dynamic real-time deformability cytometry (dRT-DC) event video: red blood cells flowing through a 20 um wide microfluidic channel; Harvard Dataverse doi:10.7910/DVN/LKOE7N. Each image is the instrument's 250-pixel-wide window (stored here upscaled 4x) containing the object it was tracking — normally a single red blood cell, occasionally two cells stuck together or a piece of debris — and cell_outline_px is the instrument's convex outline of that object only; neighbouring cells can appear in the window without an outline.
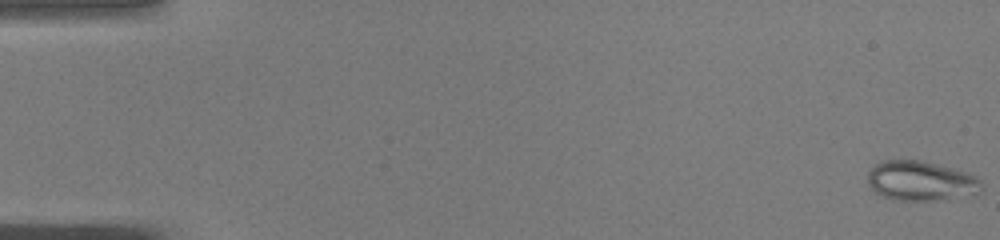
{"species": "common noctule bat (a hibernating species)", "species_latin": "Nyctalus noctula", "temperature_condition": "warm", "stored_images_in_passage": 50, "camera_frame_rate_fps": 3000, "um_per_image_px": 0.085, "animal": {"sex": "male", "body_mass_g": 19.0, "forearm_length_mm": 50.8}, "frame": {"image": 1, "passage_image": 1, "time_ms": 0.0, "image_size_px": [1000, 240], "cell_outline_px": [[984, 188], [976, 196], [944, 200], [896, 200], [884, 196], [876, 192], [868, 184], [868, 172], [880, 160], [920, 160], [936, 164], [964, 172], [976, 176], [984, 184]], "centroid_in_image_um": [78.34, 15.4], "position_along_channel_um": 6.7, "area_um2": 26.65}}
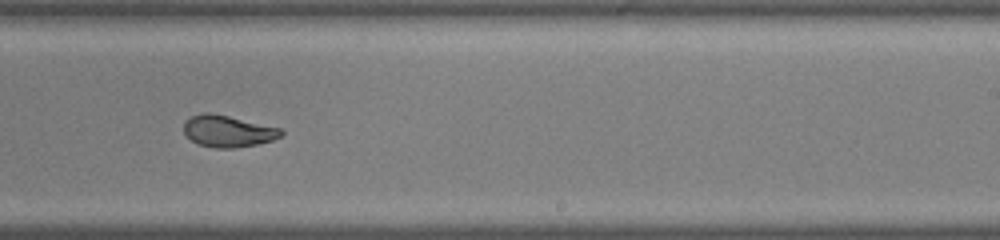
{"frame": {"image": 2, "passage_image": 32, "time_ms": 10.333, "image_size_px": [1000, 240], "cell_outline_px": [[284, 132], [280, 136], [272, 140], [256, 144], [232, 148], [216, 148], [196, 144], [184, 132], [184, 120], [192, 116], [204, 112], [208, 112], [228, 116], [280, 128]], "centroid_in_image_um": [19.34, 11.15], "position_along_channel_um": 269.7, "area_um2": 17.74}}
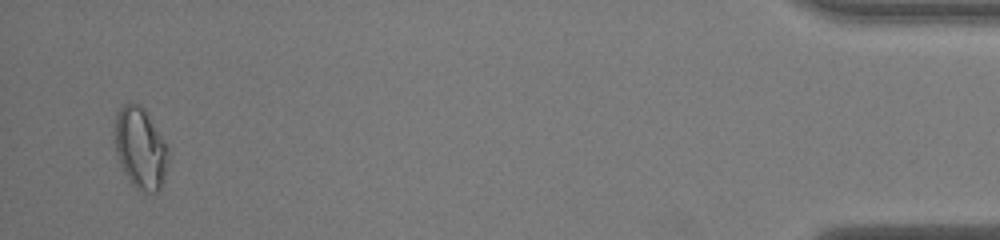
{"frame": {"image": 3, "passage_image": 49, "time_ms": 16.0, "image_size_px": [1000, 240], "cell_outline_px": [[168, 156], [164, 180], [160, 188], [152, 196], [136, 188], [128, 180], [120, 164], [116, 152], [116, 112], [124, 104], [140, 104], [144, 108], [168, 144]], "centroid_in_image_um": [11.97, 12.63], "position_along_channel_um": 423.2, "area_um2": 25.43}, "authors_computed_cell_mechanics": {"area_um2": 20.5768, "velocity_mm_per_s": 4.0786, "shape_relaxation_time_tau1_ms": null, "shape_relaxation_time_tau2_ms": 0.7236, "deformation_change_tau1": null, "deformation_change_tau2": 0.0578}}